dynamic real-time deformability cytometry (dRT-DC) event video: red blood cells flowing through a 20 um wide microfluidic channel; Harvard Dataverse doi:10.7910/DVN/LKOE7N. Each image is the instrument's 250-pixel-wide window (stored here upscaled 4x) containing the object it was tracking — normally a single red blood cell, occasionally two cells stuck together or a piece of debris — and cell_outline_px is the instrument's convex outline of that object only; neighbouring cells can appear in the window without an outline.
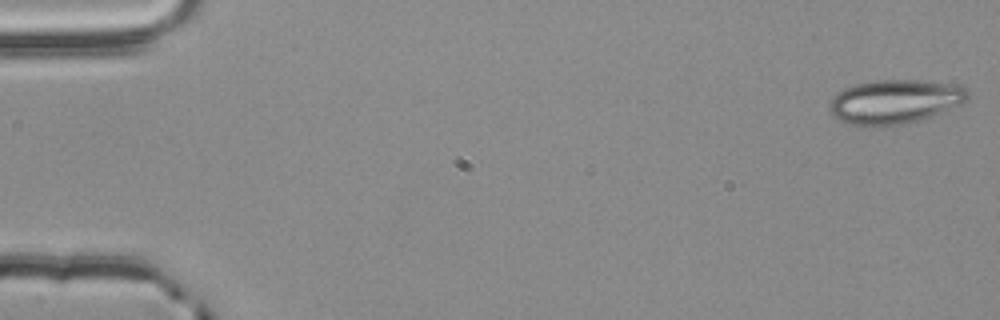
{"species": "common noctule bat (a hibernating species)", "species_latin": "Nyctalus noctula", "temperature_condition": "room temperature", "stored_images_in_passage": 54, "camera_frame_rate_fps": 3000, "um_per_image_px": 0.085, "animal": {"sex": "male", "body_mass_g": 20.4}, "frame": {"image": 1, "passage_image": 1, "time_ms": 0.0, "image_size_px": [1000, 320], "cell_outline_px": [[968, 96], [960, 104], [920, 120], [900, 124], [872, 128], [860, 128], [848, 124], [832, 116], [828, 108], [828, 104], [832, 96], [844, 88], [856, 84], [876, 80], [916, 80], [952, 84], [964, 88], [968, 92]], "centroid_in_image_um": [75.94, 8.67], "position_along_channel_um": 9.1, "area_um2": 35.72}}
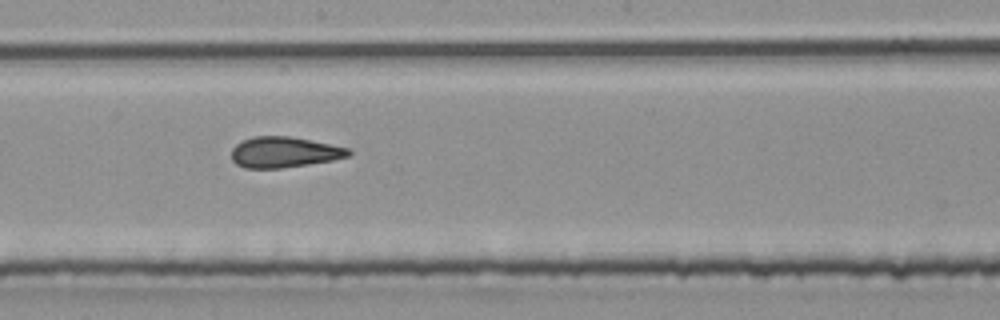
{"frame": {"image": 2, "passage_image": 30, "time_ms": 9.667, "image_size_px": [1000, 320], "cell_outline_px": [[352, 152], [348, 156], [332, 160], [308, 164], [280, 168], [244, 168], [236, 164], [232, 160], [232, 148], [236, 144], [252, 136], [292, 136], [348, 148]], "centroid_in_image_um": [24.13, 12.93], "position_along_channel_um": 224.1, "area_um2": 20.87}}
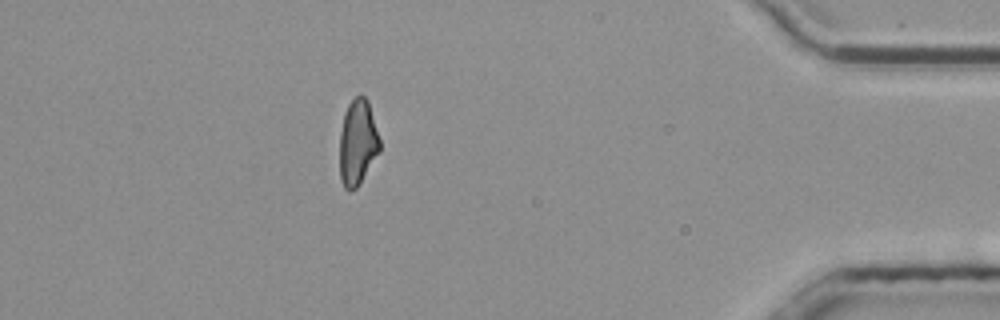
{"frame": {"image": 3, "passage_image": 48, "time_ms": 15.667, "image_size_px": [1000, 320], "cell_outline_px": [[380, 152], [356, 188], [352, 192], [348, 192], [344, 188], [340, 176], [340, 132], [344, 112], [348, 104], [356, 96], [364, 96], [368, 100], [380, 140]], "centroid_in_image_um": [30.39, 12.13], "position_along_channel_um": 404.8, "area_um2": 20.06}}